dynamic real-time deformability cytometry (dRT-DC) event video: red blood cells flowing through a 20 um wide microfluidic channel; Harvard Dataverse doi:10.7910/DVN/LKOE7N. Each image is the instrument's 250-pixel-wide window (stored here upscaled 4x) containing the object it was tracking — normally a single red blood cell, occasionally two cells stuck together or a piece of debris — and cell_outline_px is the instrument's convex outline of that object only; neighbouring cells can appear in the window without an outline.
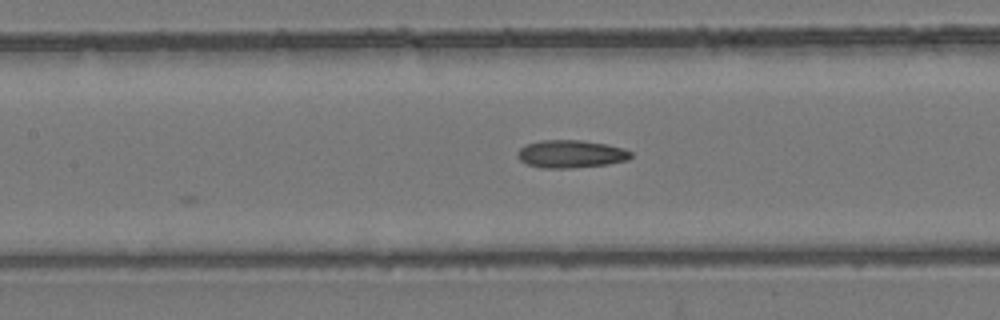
{"species": "common noctule bat (a hibernating species)", "species_latin": "Nyctalus noctula", "temperature_condition": "room temperature", "stored_images_in_passage": 7, "camera_frame_rate_fps": 3000, "um_per_image_px": 0.085, "animal": {"sex": "female", "body_mass_g": 24.6, "forearm_length_mm": 56.2}, "frame": {"image": 1, "passage_image": 7, "time_ms": 2.0, "image_size_px": [1000, 320], "cell_outline_px": [[632, 156], [628, 160], [608, 164], [572, 168], [540, 168], [528, 164], [520, 160], [516, 156], [516, 152], [524, 144], [540, 140], [584, 140], [608, 144], [624, 148], [632, 152]], "centroid_in_image_um": [48.52, 13.08], "position_along_channel_um": 158.9, "area_um2": 18.67}}